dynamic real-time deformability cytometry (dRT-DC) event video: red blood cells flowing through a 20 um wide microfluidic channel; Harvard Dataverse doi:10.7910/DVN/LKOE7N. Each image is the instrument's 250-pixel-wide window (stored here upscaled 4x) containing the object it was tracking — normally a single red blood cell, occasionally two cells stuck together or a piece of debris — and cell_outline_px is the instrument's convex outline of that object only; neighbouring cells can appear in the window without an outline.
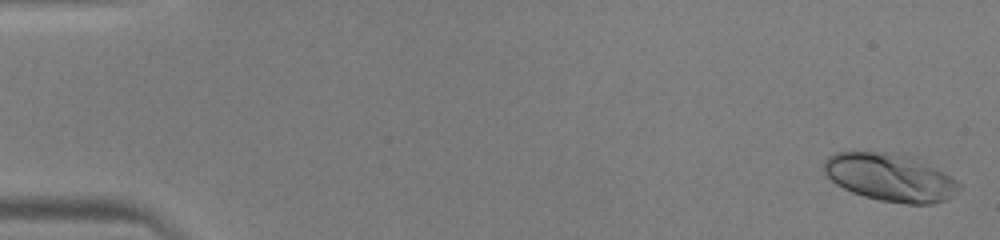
{"species": "human", "species_latin": "Homo sapiens", "temperature_condition": "warm", "stored_images_in_passage": 47, "camera_frame_rate_fps": 3000, "um_per_image_px": 0.085, "donor": {"sex": "male"}, "frame": {"image": 1, "passage_image": 1, "time_ms": 0.0, "image_size_px": [1000, 240], "cell_outline_px": [[960, 188], [952, 196], [944, 200], [932, 204], [908, 204], [880, 200], [864, 196], [852, 192], [836, 184], [824, 172], [824, 160], [828, 156], [836, 152], [892, 152], [912, 156], [952, 176], [960, 184]], "centroid_in_image_um": [75.67, 15.07], "position_along_channel_um": 9.3, "area_um2": 37.57}}
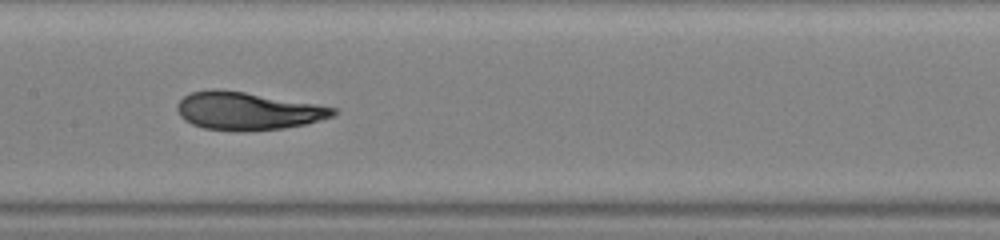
{"frame": {"image": 2, "passage_image": 24, "time_ms": 7.667, "image_size_px": [1000, 240], "cell_outline_px": [[336, 112], [332, 116], [320, 120], [304, 124], [284, 128], [244, 132], [204, 128], [192, 124], [184, 120], [180, 116], [176, 108], [176, 104], [184, 96], [192, 92], [212, 88], [216, 88], [244, 92], [316, 104], [336, 108]], "centroid_in_image_um": [20.99, 9.43], "position_along_channel_um": 186.4, "area_um2": 34.33}}
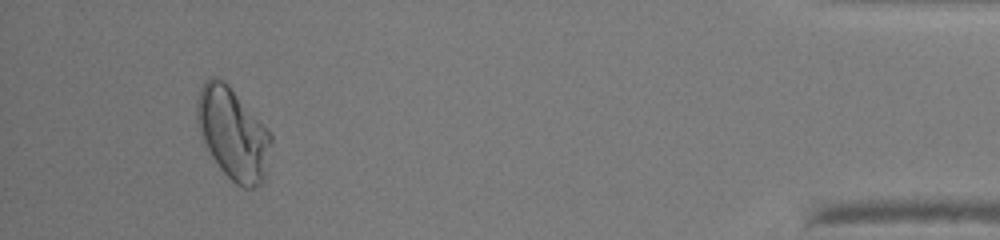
{"frame": {"image": 3, "passage_image": 44, "time_ms": 14.333, "image_size_px": [1000, 240], "cell_outline_px": [[272, 140], [264, 180], [260, 184], [252, 188], [244, 188], [236, 184], [220, 168], [212, 156], [200, 136], [196, 124], [196, 100], [200, 88], [204, 80], [208, 76], [216, 76], [224, 80], [228, 84], [268, 128], [272, 136]], "centroid_in_image_um": [19.78, 11.31], "position_along_channel_um": 415.4, "area_um2": 39.88}}